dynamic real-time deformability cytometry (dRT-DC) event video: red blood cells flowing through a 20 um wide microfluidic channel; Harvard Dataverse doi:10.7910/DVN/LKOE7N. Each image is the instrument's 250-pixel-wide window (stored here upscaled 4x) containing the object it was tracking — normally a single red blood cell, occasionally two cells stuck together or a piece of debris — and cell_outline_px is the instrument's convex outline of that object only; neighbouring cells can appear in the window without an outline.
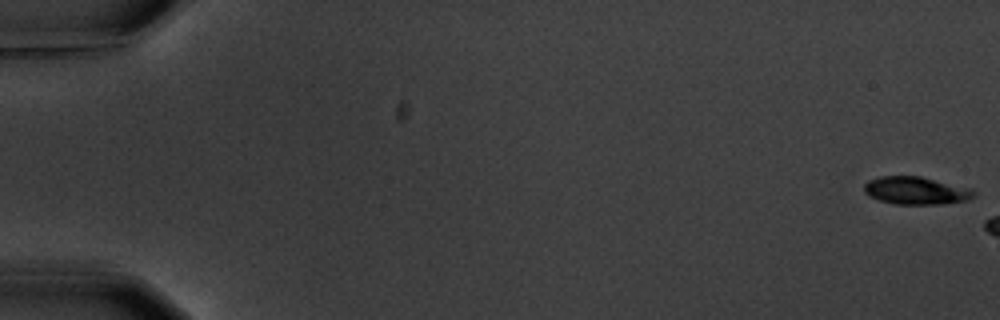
{"species": "common noctule bat (a hibernating species)", "species_latin": "Nyctalus noctula", "temperature_condition": "warm", "stored_images_in_passage": 3, "camera_frame_rate_fps": 3000, "um_per_image_px": 0.085, "animal": {"sex": "male", "body_mass_g": 20.1, "forearm_length_mm": 53.5}, "frame": {"image": 1, "passage_image": 1, "time_ms": 0.0, "image_size_px": [1000, 320], "cell_outline_px": [[976, 196], [968, 200], [940, 204], [896, 204], [880, 200], [868, 196], [864, 192], [864, 184], [868, 180], [880, 176], [920, 176], [972, 188], [976, 192]], "centroid_in_image_um": [77.88, 16.19], "position_along_channel_um": 7.1, "area_um2": 17.86}}